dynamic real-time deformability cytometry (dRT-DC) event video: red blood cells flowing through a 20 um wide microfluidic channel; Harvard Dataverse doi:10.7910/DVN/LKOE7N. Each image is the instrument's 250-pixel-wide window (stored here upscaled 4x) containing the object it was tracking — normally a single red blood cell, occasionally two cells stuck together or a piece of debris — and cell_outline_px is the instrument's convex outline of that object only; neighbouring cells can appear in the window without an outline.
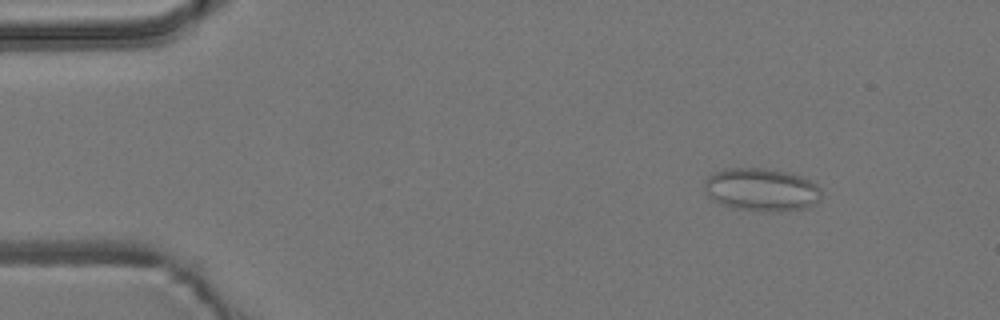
{"species": "common noctule bat (a hibernating species)", "species_latin": "Nyctalus noctula", "temperature_condition": "room temperature", "stored_images_in_passage": 49, "camera_frame_rate_fps": 3000, "um_per_image_px": 0.085, "animal": {"sex": "male", "body_mass_g": 19.2, "forearm_length_mm": 51.8}, "frame": {"image": 1, "passage_image": 1, "time_ms": 0.0, "image_size_px": [1000, 320], "cell_outline_px": [[820, 200], [816, 204], [808, 208], [780, 212], [768, 212], [732, 208], [720, 204], [708, 196], [704, 188], [704, 180], [708, 176], [724, 168], [764, 168], [784, 172], [800, 176], [816, 184], [820, 188]], "centroid_in_image_um": [64.72, 16.14], "position_along_channel_um": 20.3, "area_um2": 29.54}}
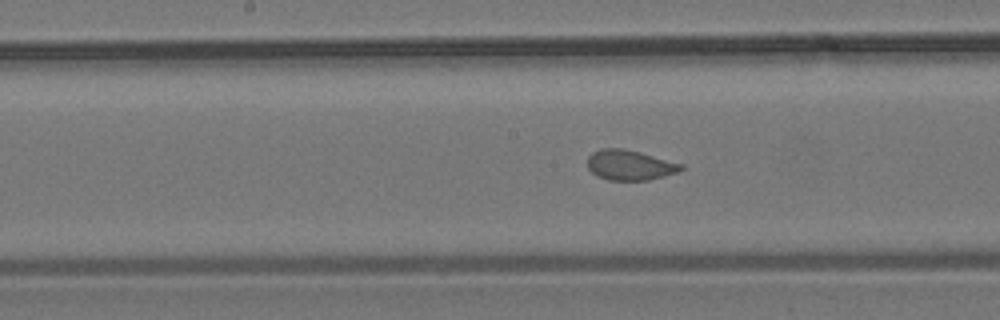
{"frame": {"image": 2, "passage_image": 22, "time_ms": 7.0, "image_size_px": [1000, 320], "cell_outline_px": [[684, 168], [676, 172], [664, 176], [648, 180], [608, 180], [596, 176], [588, 168], [588, 156], [592, 152], [600, 148], [624, 148], [640, 152], [684, 164]], "centroid_in_image_um": [53.52, 14.02], "position_along_channel_um": 194.7, "area_um2": 16.53}}
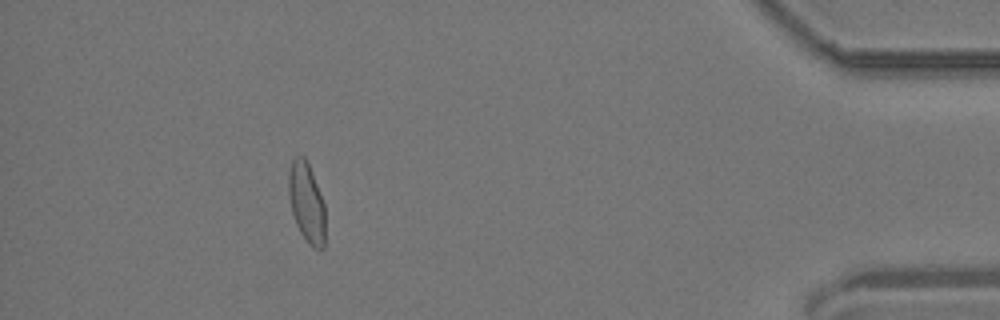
{"frame": {"image": 3, "passage_image": 44, "time_ms": 14.333, "image_size_px": [1000, 320], "cell_outline_px": [[324, 248], [312, 248], [308, 244], [300, 232], [296, 224], [292, 212], [288, 192], [288, 176], [292, 160], [296, 156], [304, 156], [308, 164], [324, 204]], "centroid_in_image_um": [26.04, 17.24], "position_along_channel_um": 409.2, "area_um2": 16.76}}